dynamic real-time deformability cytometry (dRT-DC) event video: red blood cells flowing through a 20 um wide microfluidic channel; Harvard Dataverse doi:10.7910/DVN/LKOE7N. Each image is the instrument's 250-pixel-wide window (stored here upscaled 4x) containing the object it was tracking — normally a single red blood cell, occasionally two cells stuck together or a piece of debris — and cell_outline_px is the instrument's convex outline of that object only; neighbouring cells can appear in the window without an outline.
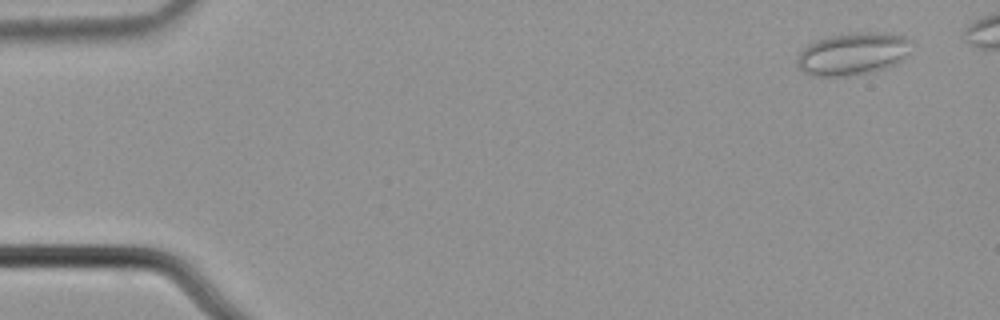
{"species": "common noctule bat (a hibernating species)", "species_latin": "Nyctalus noctula", "temperature_condition": "cold", "stored_images_in_passage": 5, "camera_frame_rate_fps": 3000, "um_per_image_px": 0.085, "animal": {"sex": "male", "body_mass_g": 21.5, "forearm_length_mm": 52.0}, "frame": {"image": 1, "passage_image": 1, "time_ms": 0.0, "image_size_px": [1000, 320], "cell_outline_px": [[916, 40], [900, 60], [884, 68], [872, 72], [848, 76], [816, 76], [804, 72], [796, 64], [796, 60], [800, 52], [808, 44], [816, 40], [832, 36], [852, 32], [876, 32], [904, 36]], "centroid_in_image_um": [72.48, 4.56], "position_along_channel_um": 12.5, "area_um2": 28.15}}